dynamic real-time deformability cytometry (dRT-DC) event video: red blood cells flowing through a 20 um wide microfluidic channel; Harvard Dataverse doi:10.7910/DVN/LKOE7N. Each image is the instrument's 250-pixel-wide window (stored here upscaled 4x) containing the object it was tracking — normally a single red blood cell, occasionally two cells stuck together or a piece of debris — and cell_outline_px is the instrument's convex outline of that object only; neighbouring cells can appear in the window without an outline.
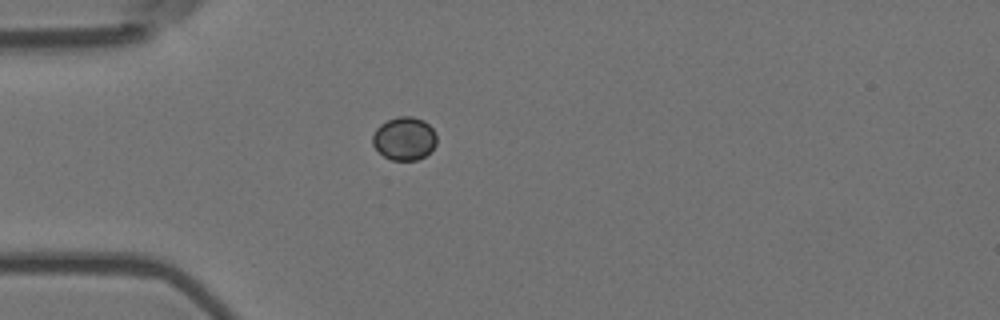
{"species": "Egyptian fruit bat (a non-hibernating species)", "species_latin": "Rousettus aegyptiacus", "temperature_condition": "room temperature", "stored_images_in_passage": 4, "camera_frame_rate_fps": 3000, "um_per_image_px": 0.085, "animal": {"sex": "female"}, "frame": {"image": 1, "passage_image": 4, "time_ms": 1.0, "image_size_px": [1000, 320], "cell_outline_px": [[436, 144], [424, 156], [416, 160], [392, 160], [384, 156], [372, 144], [372, 136], [376, 128], [380, 124], [388, 120], [400, 116], [412, 116], [424, 120], [432, 128], [436, 136]], "centroid_in_image_um": [34.35, 11.76], "position_along_channel_um": 50.6, "area_um2": 16.01}}